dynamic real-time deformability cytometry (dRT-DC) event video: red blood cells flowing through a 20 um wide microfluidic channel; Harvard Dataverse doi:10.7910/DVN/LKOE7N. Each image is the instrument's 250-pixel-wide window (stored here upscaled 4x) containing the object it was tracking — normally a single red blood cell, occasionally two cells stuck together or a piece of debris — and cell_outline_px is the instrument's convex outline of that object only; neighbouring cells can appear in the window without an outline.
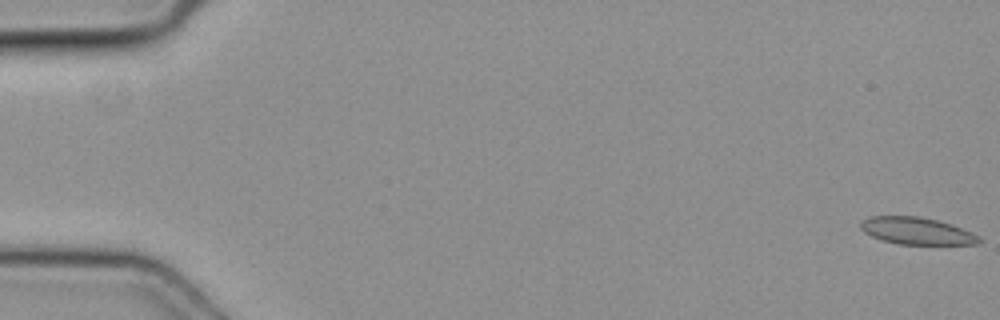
{"species": "common noctule bat (a hibernating species)", "species_latin": "Nyctalus noctula", "temperature_condition": "cold", "stored_images_in_passage": 51, "segment_of_instrument_passage": [1, 2], "camera_frame_rate_fps": 3000, "um_per_image_px": 0.085, "animal": {"sex": "female", "body_mass_g": 19.3, "forearm_length_mm": 54.1}, "frame": {"image": 1, "passage_image": 1, "time_ms": 0.0, "image_size_px": [1000, 320], "cell_outline_px": [[984, 240], [980, 244], [896, 244], [880, 240], [864, 232], [860, 228], [860, 224], [868, 216], [920, 216], [952, 224], [972, 232], [980, 236]], "centroid_in_image_um": [77.95, 19.63], "position_along_channel_um": 7.0, "area_um2": 18.9}}
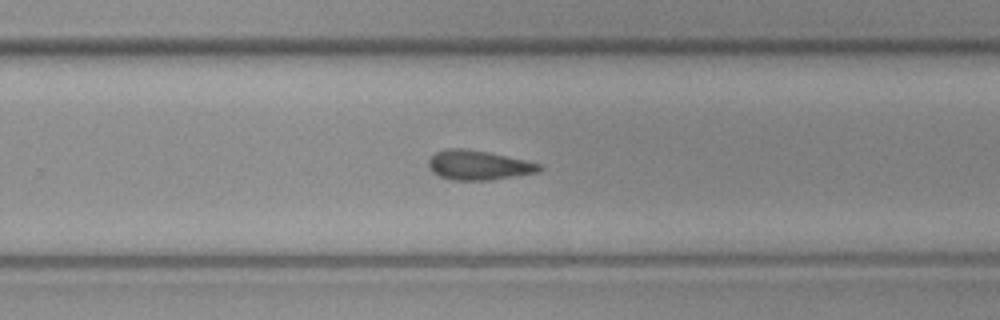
{"frame": {"image": 2, "passage_image": 33, "time_ms": 10.667, "image_size_px": [1000, 320], "cell_outline_px": [[544, 168], [540, 172], [492, 180], [452, 180], [440, 176], [432, 172], [428, 164], [428, 160], [436, 152], [448, 148], [464, 148], [488, 152], [524, 160], [540, 164]], "centroid_in_image_um": [40.68, 14.04], "position_along_channel_um": 289.1, "area_um2": 19.07}}
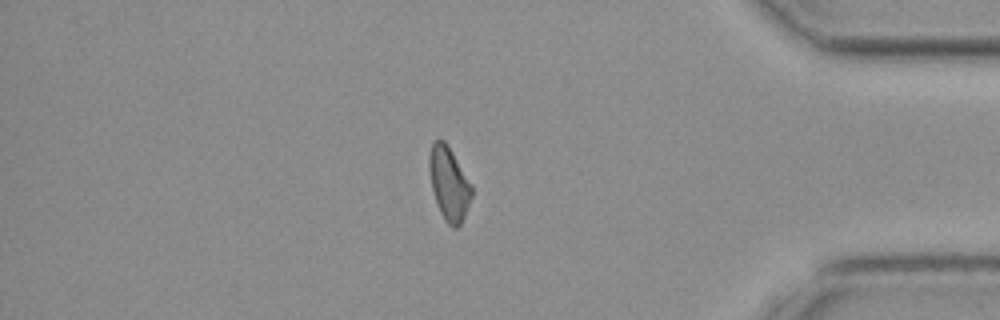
{"frame": {"image": 3, "passage_image": 43, "time_ms": 14.0, "image_size_px": [1000, 320], "cell_outline_px": [[472, 196], [464, 216], [460, 224], [456, 228], [452, 228], [444, 220], [440, 212], [432, 188], [428, 168], [428, 156], [432, 140], [444, 140], [452, 152], [472, 184]], "centroid_in_image_um": [38.15, 15.59], "position_along_channel_um": 397.1, "area_um2": 18.15}}